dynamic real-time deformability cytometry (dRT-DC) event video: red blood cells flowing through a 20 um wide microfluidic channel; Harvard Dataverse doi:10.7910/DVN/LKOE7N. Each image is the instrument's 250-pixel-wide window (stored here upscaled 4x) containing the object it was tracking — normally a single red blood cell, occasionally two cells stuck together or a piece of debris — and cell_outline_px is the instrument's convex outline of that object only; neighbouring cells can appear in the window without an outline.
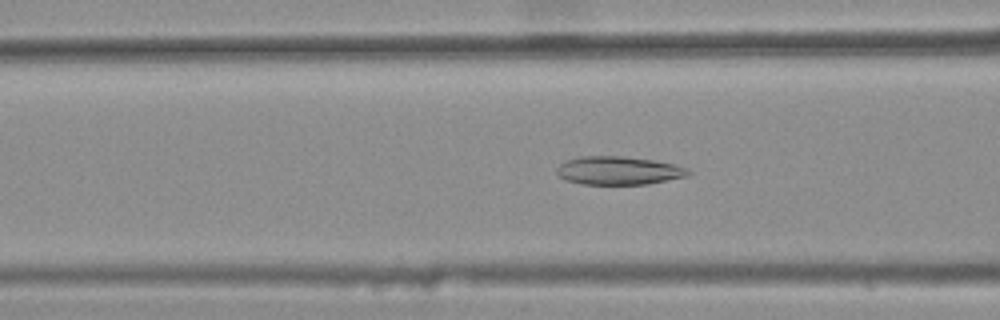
{"species": "common noctule bat (a hibernating species)", "species_latin": "Nyctalus noctula", "temperature_condition": "warm", "stored_images_in_passage": 42, "camera_frame_rate_fps": 3000, "um_per_image_px": 0.085, "animal": {"sex": "female", "body_mass_g": 25.1}, "frame": {"image": 1, "passage_image": 18, "time_ms": 5.667, "image_size_px": [1000, 320], "cell_outline_px": [[692, 172], [688, 176], [648, 184], [580, 184], [564, 180], [556, 172], [556, 168], [564, 160], [580, 156], [620, 156], [652, 160], [676, 164], [688, 168]], "centroid_in_image_um": [52.57, 14.5], "position_along_channel_um": 114.0, "area_um2": 21.91}}
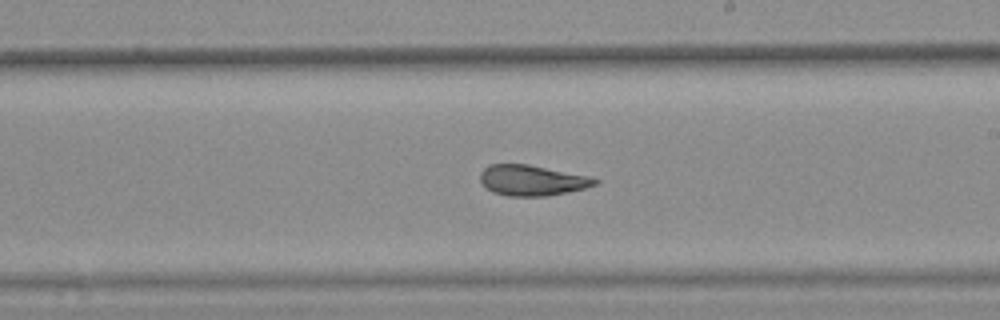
{"frame": {"image": 2, "passage_image": 28, "time_ms": 9.0, "image_size_px": [1000, 320], "cell_outline_px": [[600, 180], [596, 184], [584, 188], [568, 192], [548, 196], [508, 196], [492, 192], [480, 180], [480, 172], [488, 164], [528, 164], [592, 176]], "centroid_in_image_um": [45.25, 15.32], "position_along_channel_um": 243.8, "area_um2": 20.58}}
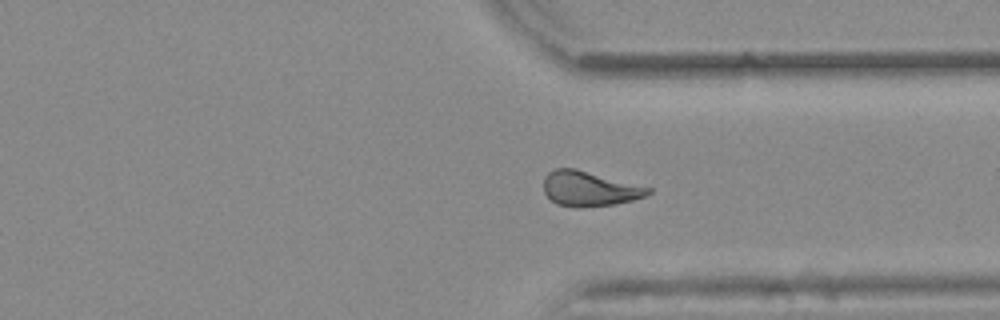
{"frame": {"image": 3, "passage_image": 37, "time_ms": 12.0, "image_size_px": [1000, 320], "cell_outline_px": [[652, 192], [644, 196], [632, 200], [616, 204], [584, 208], [556, 204], [544, 192], [544, 176], [548, 172], [556, 168], [576, 168], [652, 188]], "centroid_in_image_um": [50.09, 16.04], "position_along_channel_um": 361.3, "area_um2": 21.33}, "authors_computed_cell_mechanics": {"area_um2": 21.4149, "velocity_mm_per_s": 3.8965, "shape_relaxation_time_tau1_ms": null, "shape_relaxation_time_tau2_ms": 2.3194, "deformation_change_tau1": null, "deformation_change_tau2": 0.1014}}